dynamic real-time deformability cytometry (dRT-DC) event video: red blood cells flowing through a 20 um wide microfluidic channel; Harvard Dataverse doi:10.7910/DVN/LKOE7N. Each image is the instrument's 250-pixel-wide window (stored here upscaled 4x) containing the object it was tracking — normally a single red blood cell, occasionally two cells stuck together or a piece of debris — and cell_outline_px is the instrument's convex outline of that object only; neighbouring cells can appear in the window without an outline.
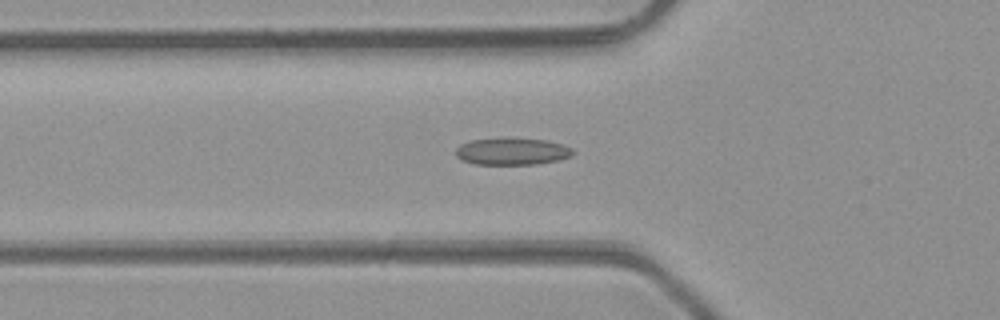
{"species": "common noctule bat (a hibernating species)", "species_latin": "Nyctalus noctula", "temperature_condition": "room temperature", "stored_images_in_passage": 44, "camera_frame_rate_fps": 3000, "um_per_image_px": 0.085, "animal": {"sex": "male", "body_mass_g": 23.1, "forearm_length_mm": 52.7}, "frame": {"image": 1, "passage_image": 13, "time_ms": 4.0, "image_size_px": [1000, 320], "cell_outline_px": [[576, 152], [572, 156], [560, 160], [536, 164], [476, 164], [460, 160], [456, 156], [456, 148], [460, 144], [468, 140], [500, 136], [508, 136], [544, 140], [560, 144], [572, 148]], "centroid_in_image_um": [43.49, 12.84], "position_along_channel_um": 82.3, "area_um2": 19.13}}
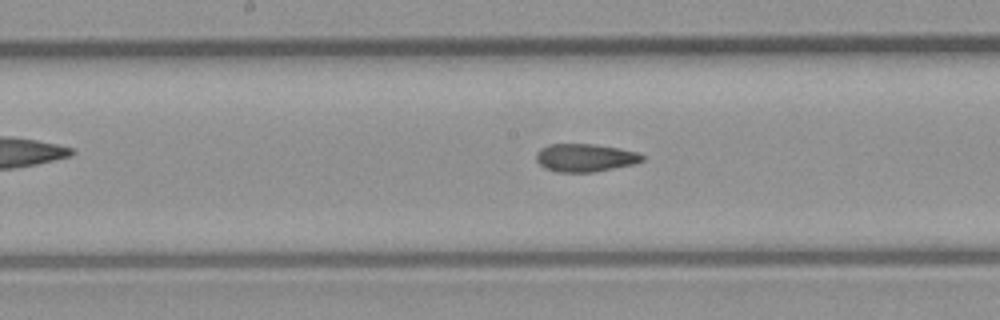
{"frame": {"image": 2, "passage_image": 21, "time_ms": 6.667, "image_size_px": [1000, 320], "cell_outline_px": [[644, 160], [636, 164], [592, 172], [556, 172], [544, 168], [536, 160], [536, 152], [540, 148], [548, 144], [596, 144], [620, 148], [640, 152], [644, 156]], "centroid_in_image_um": [49.75, 13.4], "position_along_channel_um": 198.4, "area_um2": 17.57}}
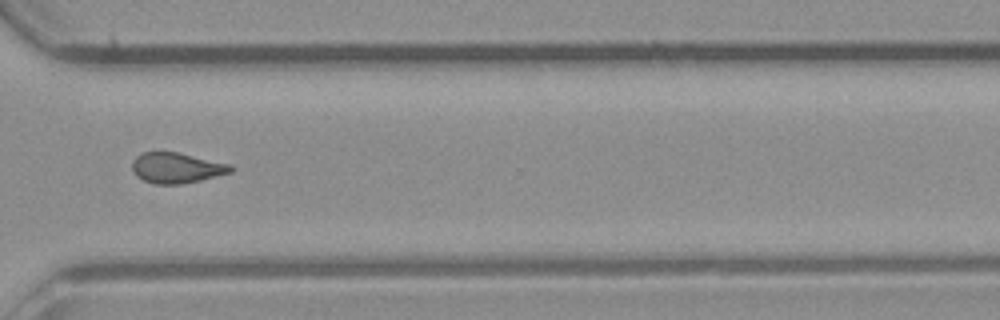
{"frame": {"image": 3, "passage_image": 32, "time_ms": 10.333, "image_size_px": [1000, 320], "cell_outline_px": [[232, 172], [200, 180], [180, 184], [156, 184], [144, 180], [136, 176], [132, 172], [132, 160], [136, 156], [144, 152], [176, 152], [232, 164]], "centroid_in_image_um": [14.99, 14.27], "position_along_channel_um": 355.6, "area_um2": 17.46}, "authors_computed_cell_mechanics": {"area_um2": 17.5712, "velocity_mm_per_s": 4.2946, "shape_relaxation_time_tau1_ms": null, "shape_relaxation_time_tau2_ms": 1.8815, "deformation_change_tau1": null, "deformation_change_tau2": 0.0855}}